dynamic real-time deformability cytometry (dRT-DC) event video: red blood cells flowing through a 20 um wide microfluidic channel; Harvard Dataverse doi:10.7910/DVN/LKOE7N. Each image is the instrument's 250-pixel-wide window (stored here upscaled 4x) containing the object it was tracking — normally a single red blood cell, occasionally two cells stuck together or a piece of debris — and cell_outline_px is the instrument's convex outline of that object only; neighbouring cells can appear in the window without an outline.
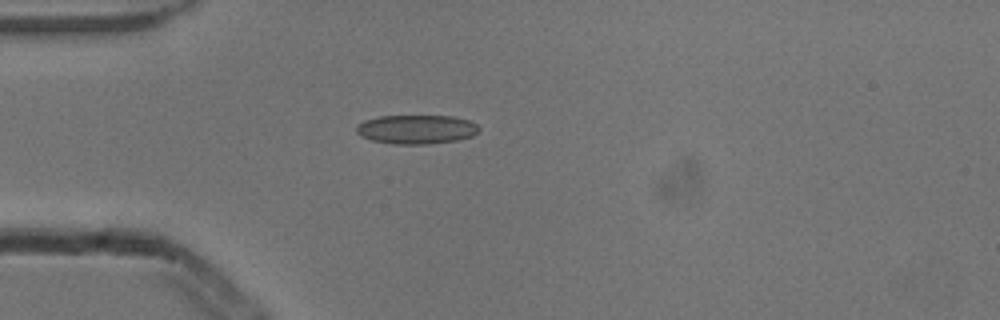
{"species": "common noctule bat (a hibernating species)", "species_latin": "Nyctalus noctula", "temperature_condition": "cold", "stored_images_in_passage": 1, "camera_frame_rate_fps": 3000, "um_per_image_px": 0.085, "animal": {"sex": "male", "body_mass_g": 13.3}, "frame": {"image": 1, "passage_image": 1, "time_ms": 0.0, "image_size_px": [1000, 320], "cell_outline_px": [[480, 128], [472, 136], [456, 140], [428, 144], [392, 144], [372, 140], [360, 136], [356, 132], [356, 124], [364, 120], [380, 116], [452, 116], [468, 120], [476, 124]], "centroid_in_image_um": [35.35, 10.99], "position_along_channel_um": 49.6, "area_um2": 20.75}}